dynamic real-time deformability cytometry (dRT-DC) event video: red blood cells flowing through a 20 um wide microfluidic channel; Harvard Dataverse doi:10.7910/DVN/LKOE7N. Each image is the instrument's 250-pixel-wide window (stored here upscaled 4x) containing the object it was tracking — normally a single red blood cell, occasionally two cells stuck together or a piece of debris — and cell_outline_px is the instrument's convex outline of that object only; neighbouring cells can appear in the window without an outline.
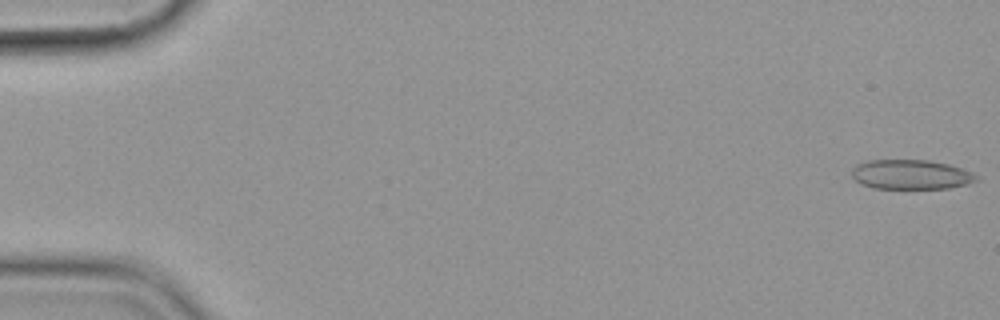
{"species": "common noctule bat (a hibernating species)", "species_latin": "Nyctalus noctula", "temperature_condition": "cold", "stored_images_in_passage": 56, "camera_frame_rate_fps": 3000, "um_per_image_px": 0.085, "animal": {"sex": "female", "body_mass_g": 19.9}, "frame": {"image": 1, "passage_image": 1, "time_ms": 0.0, "image_size_px": [1000, 320], "cell_outline_px": [[980, 180], [968, 184], [948, 188], [872, 188], [860, 184], [852, 176], [852, 168], [856, 164], [868, 160], [928, 160], [948, 164], [972, 172]], "centroid_in_image_um": [77.41, 14.83], "position_along_channel_um": 7.6, "area_um2": 21.5}}
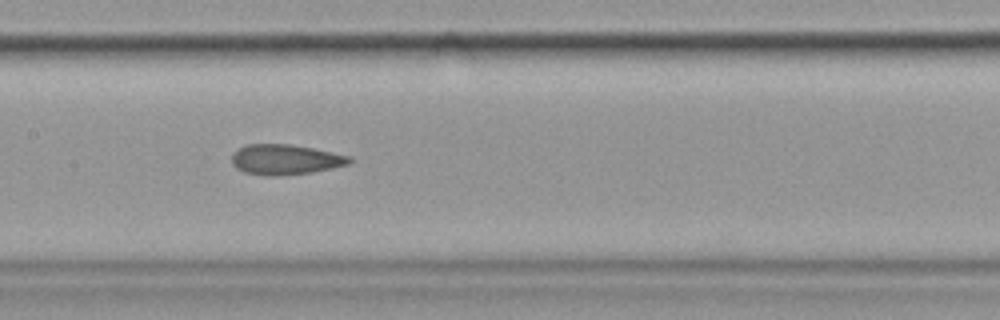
{"frame": {"image": 2, "passage_image": 28, "time_ms": 9.0, "image_size_px": [1000, 320], "cell_outline_px": [[352, 160], [348, 164], [332, 168], [312, 172], [280, 176], [268, 176], [244, 172], [236, 168], [232, 164], [232, 156], [240, 148], [248, 144], [288, 144], [312, 148], [352, 156]], "centroid_in_image_um": [24.27, 13.57], "position_along_channel_um": 183.1, "area_um2": 20.63}}
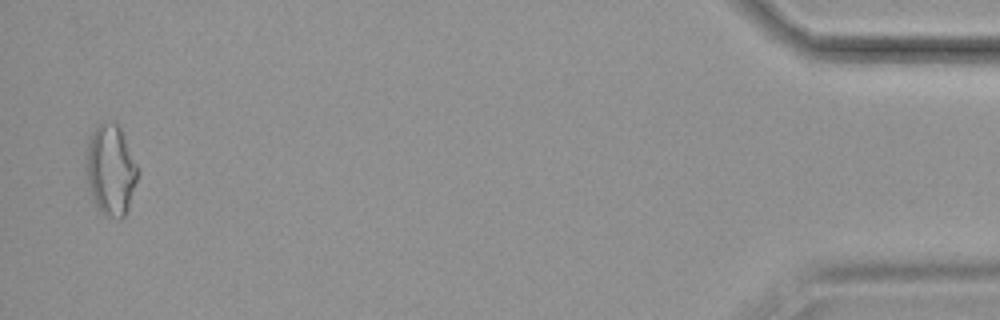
{"frame": {"image": 3, "passage_image": 55, "time_ms": 18.0, "image_size_px": [1000, 320], "cell_outline_px": [[140, 172], [128, 208], [124, 216], [120, 220], [116, 220], [104, 216], [100, 212], [88, 188], [84, 172], [88, 136], [96, 124], [104, 120], [116, 120], [140, 168]], "centroid_in_image_um": [9.39, 14.41], "position_along_channel_um": 425.8, "area_um2": 28.5}, "authors_computed_cell_mechanics": {"area_um2": 21.5883, "velocity_mm_per_s": 3.5924, "shape_relaxation_time_tau1_ms": null, "shape_relaxation_time_tau2_ms": 3.0251, "deformation_change_tau1": null, "deformation_change_tau2": 0.1253}}